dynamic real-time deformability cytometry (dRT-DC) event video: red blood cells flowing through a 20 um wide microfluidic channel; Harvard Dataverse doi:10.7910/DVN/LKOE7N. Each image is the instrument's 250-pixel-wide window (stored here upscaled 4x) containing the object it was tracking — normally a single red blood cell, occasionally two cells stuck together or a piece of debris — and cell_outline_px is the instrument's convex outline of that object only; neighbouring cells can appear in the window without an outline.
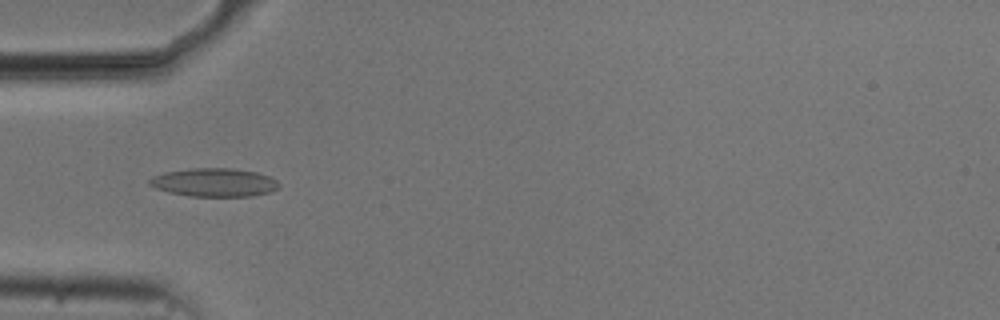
{"species": "common noctule bat (a hibernating species)", "species_latin": "Nyctalus noctula", "temperature_condition": "cold", "stored_images_in_passage": 54, "camera_frame_rate_fps": 3000, "um_per_image_px": 0.085, "animal": {"sex": "male", "body_mass_g": 20.5, "forearm_length_mm": 52.5}, "frame": {"image": 1, "passage_image": 17, "time_ms": 5.333, "image_size_px": [1000, 320], "cell_outline_px": [[280, 184], [276, 188], [268, 192], [252, 196], [188, 196], [168, 192], [156, 188], [148, 184], [148, 180], [152, 176], [164, 172], [192, 168], [232, 168], [256, 172], [268, 176], [276, 180]], "centroid_in_image_um": [18.16, 15.5], "position_along_channel_um": 66.8, "area_um2": 21.39}}
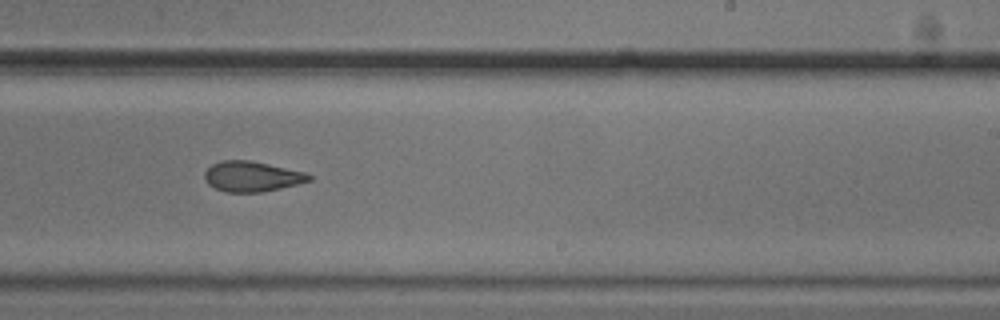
{"frame": {"image": 2, "passage_image": 33, "time_ms": 10.667, "image_size_px": [1000, 320], "cell_outline_px": [[312, 180], [280, 188], [260, 192], [224, 192], [208, 184], [204, 180], [204, 172], [212, 164], [220, 160], [248, 160], [268, 164], [304, 172], [312, 176]], "centroid_in_image_um": [21.37, 15.0], "position_along_channel_um": 267.6, "area_um2": 18.32}}
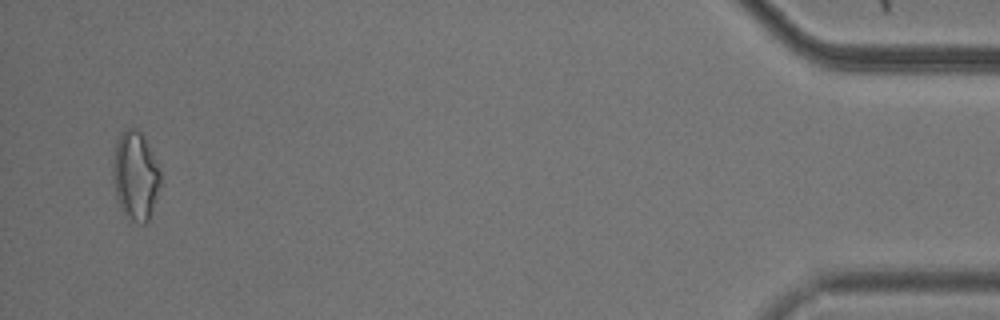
{"frame": {"image": 3, "passage_image": 52, "time_ms": 17.0, "image_size_px": [1000, 320], "cell_outline_px": [[160, 184], [148, 220], [144, 224], [128, 220], [116, 200], [112, 176], [112, 160], [116, 140], [120, 132], [124, 128], [136, 128], [140, 132], [148, 144], [156, 160], [160, 172]], "centroid_in_image_um": [11.46, 14.91], "position_along_channel_um": 423.7, "area_um2": 24.8}, "authors_computed_cell_mechanics": {"area_um2": 19.5653, "velocity_mm_per_s": 3.7622, "shape_relaxation_time_tau1_ms": null, "shape_relaxation_time_tau2_ms": 3.6086, "deformation_change_tau1": null, "deformation_change_tau2": 0.1053}}